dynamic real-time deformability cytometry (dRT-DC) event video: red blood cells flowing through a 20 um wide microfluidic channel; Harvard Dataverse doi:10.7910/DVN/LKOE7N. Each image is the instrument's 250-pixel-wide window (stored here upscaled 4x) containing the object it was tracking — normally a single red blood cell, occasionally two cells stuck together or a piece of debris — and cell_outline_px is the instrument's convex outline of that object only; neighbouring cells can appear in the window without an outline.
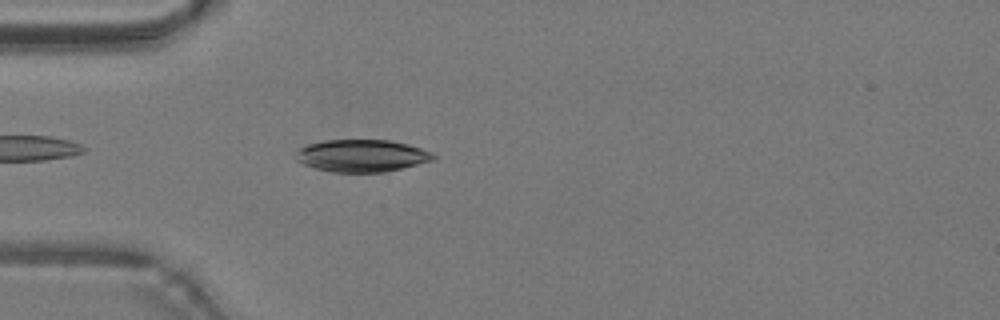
{"species": "common noctule bat (a hibernating species)", "species_latin": "Nyctalus noctula", "temperature_condition": "warm", "stored_images_in_passage": 37, "camera_frame_rate_fps": 3000, "um_per_image_px": 0.085, "animal": {"sex": "male", "body_mass_g": 19.2, "forearm_length_mm": 51.8}, "frame": {"image": 1, "passage_image": 3, "time_ms": 0.667, "image_size_px": [1000, 320], "cell_outline_px": [[436, 160], [384, 172], [332, 172], [316, 168], [304, 164], [296, 160], [296, 152], [300, 148], [308, 144], [324, 140], [388, 140], [408, 144], [432, 152], [436, 156]], "centroid_in_image_um": [30.77, 13.23], "position_along_channel_um": 54.2, "area_um2": 25.84}}
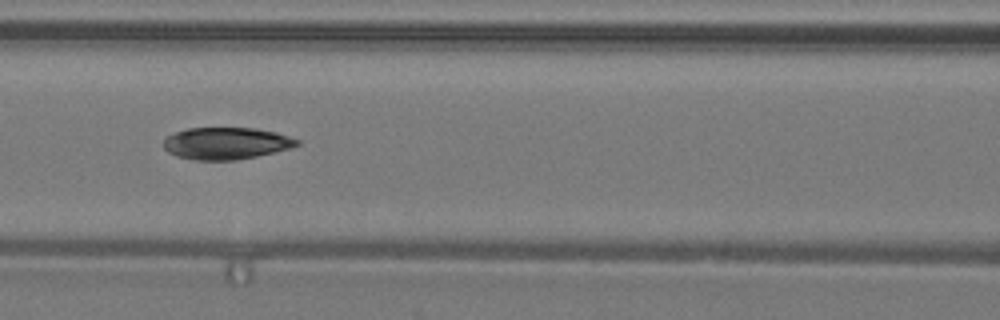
{"frame": {"image": 2, "passage_image": 10, "time_ms": 3.0, "image_size_px": [1000, 320], "cell_outline_px": [[300, 144], [292, 148], [256, 156], [236, 160], [192, 160], [176, 156], [168, 152], [164, 148], [164, 140], [168, 136], [176, 132], [188, 128], [256, 128], [276, 132], [300, 140]], "centroid_in_image_um": [19.24, 12.18], "position_along_channel_um": 147.4, "area_um2": 24.91}}
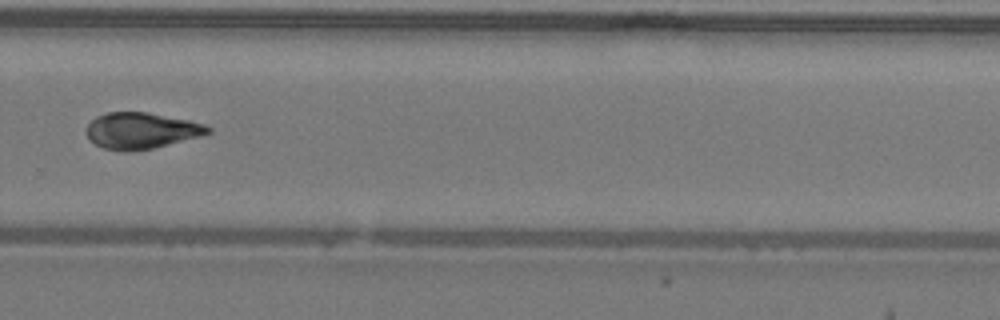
{"frame": {"image": 3, "passage_image": 22, "time_ms": 7.0, "image_size_px": [1000, 320], "cell_outline_px": [[212, 132], [200, 136], [152, 148], [132, 152], [124, 152], [104, 148], [88, 140], [84, 132], [88, 124], [96, 116], [108, 112], [148, 112], [188, 120], [204, 124], [212, 128]], "centroid_in_image_um": [11.96, 11.11], "position_along_channel_um": 317.8, "area_um2": 25.78}, "authors_computed_cell_mechanics": {"area_um2": 26.0678, "velocity_mm_per_s": 4.2786, "shape_relaxation_time_tau1_ms": 5.483, "shape_relaxation_time_tau2_ms": 7.8408, "deformation_change_tau1": 0.1411, "deformation_change_tau2": 0.1481}}